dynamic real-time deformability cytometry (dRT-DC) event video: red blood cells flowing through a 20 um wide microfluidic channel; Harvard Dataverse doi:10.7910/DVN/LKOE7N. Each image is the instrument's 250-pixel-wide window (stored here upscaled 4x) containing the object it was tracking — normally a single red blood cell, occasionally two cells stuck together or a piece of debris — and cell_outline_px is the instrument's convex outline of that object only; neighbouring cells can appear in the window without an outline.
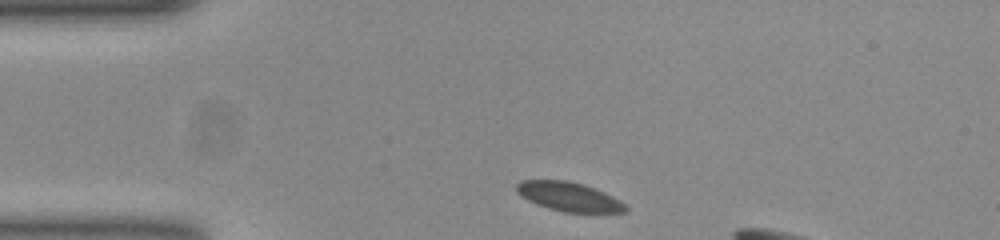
{"species": "common noctule bat (a hibernating species)", "species_latin": "Nyctalus noctula", "temperature_condition": "room temperature", "stored_images_in_passage": 40, "camera_frame_rate_fps": 3000, "um_per_image_px": 0.085, "animal": {"sex": "female", "body_mass_g": 23.0, "forearm_length_mm": 53.4}, "frame": {"image": 1, "passage_image": 1, "time_ms": 0.0, "image_size_px": [1000, 240], "cell_outline_px": [[628, 208], [624, 212], [564, 212], [528, 200], [516, 188], [516, 184], [524, 180], [564, 180], [580, 184], [592, 188], [612, 196], [620, 200]], "centroid_in_image_um": [48.39, 16.71], "position_along_channel_um": 36.6, "area_um2": 17.69}}
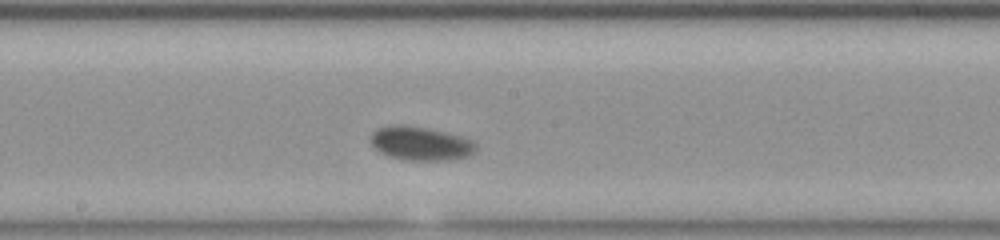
{"frame": {"image": 2, "passage_image": 18, "time_ms": 5.667, "image_size_px": [1000, 240], "cell_outline_px": [[476, 148], [468, 156], [448, 160], [412, 160], [392, 156], [380, 152], [372, 144], [372, 132], [376, 128], [388, 124], [404, 124], [428, 128], [460, 136], [472, 140], [476, 144]], "centroid_in_image_um": [35.73, 12.16], "position_along_channel_um": 212.5, "area_um2": 20.52}}
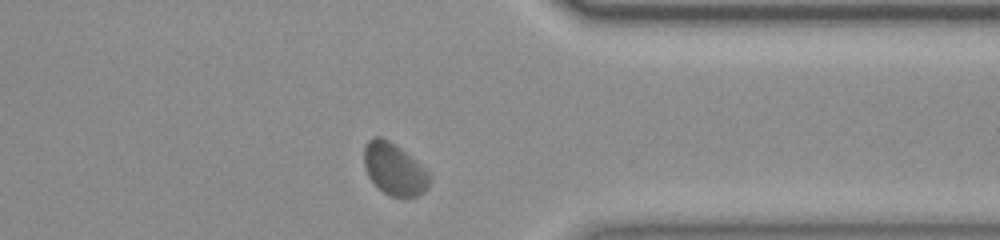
{"frame": {"image": 3, "passage_image": 32, "time_ms": 10.333, "image_size_px": [1000, 240], "cell_outline_px": [[428, 188], [424, 192], [416, 196], [404, 200], [392, 196], [384, 192], [368, 176], [364, 168], [364, 144], [372, 136], [380, 136], [388, 140], [400, 148], [416, 160], [428, 172]], "centroid_in_image_um": [33.49, 14.38], "position_along_channel_um": 377.9, "area_um2": 19.88}}